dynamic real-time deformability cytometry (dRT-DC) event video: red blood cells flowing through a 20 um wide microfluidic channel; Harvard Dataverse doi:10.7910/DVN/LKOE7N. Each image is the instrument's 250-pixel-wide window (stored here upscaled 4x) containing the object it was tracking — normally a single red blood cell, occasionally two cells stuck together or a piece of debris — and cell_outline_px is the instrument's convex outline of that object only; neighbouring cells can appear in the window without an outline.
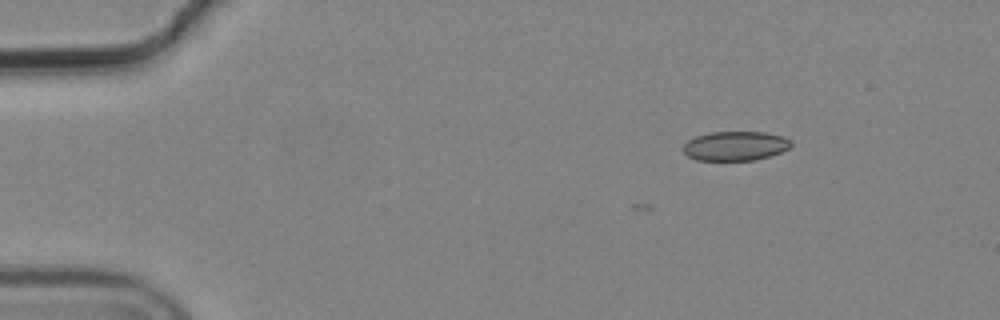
{"species": "common noctule bat (a hibernating species)", "species_latin": "Nyctalus noctula", "temperature_condition": "cold", "stored_images_in_passage": 4, "camera_frame_rate_fps": 3000, "um_per_image_px": 0.085, "animal": {"sex": "male", "body_mass_g": 19.2, "forearm_length_mm": 51.8}, "frame": {"image": 1, "passage_image": 4, "time_ms": 1.0, "image_size_px": [1000, 320], "cell_outline_px": [[792, 144], [788, 148], [780, 152], [756, 160], [696, 160], [688, 156], [684, 152], [684, 144], [688, 140], [696, 136], [712, 132], [764, 132], [784, 136], [792, 140]], "centroid_in_image_um": [62.52, 12.4], "position_along_channel_um": 22.5, "area_um2": 18.38}}